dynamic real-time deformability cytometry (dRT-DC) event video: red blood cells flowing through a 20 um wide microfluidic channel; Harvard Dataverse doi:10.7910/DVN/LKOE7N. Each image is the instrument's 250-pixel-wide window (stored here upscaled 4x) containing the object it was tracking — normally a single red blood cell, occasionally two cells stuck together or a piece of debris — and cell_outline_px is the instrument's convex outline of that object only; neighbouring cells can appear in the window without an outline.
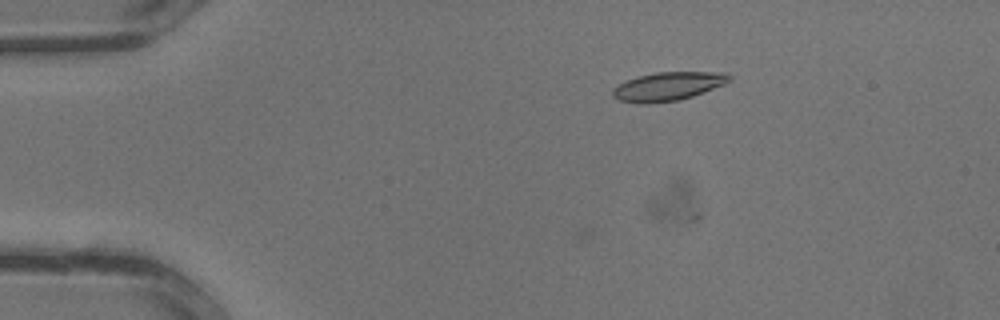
{"species": "common noctule bat (a hibernating species)", "species_latin": "Nyctalus noctula", "temperature_condition": "warm", "stored_images_in_passage": 5, "camera_frame_rate_fps": 3000, "um_per_image_px": 0.085, "animal": {"sex": "male", "body_mass_g": 13.3}, "frame": {"image": 1, "passage_image": 5, "time_ms": 1.333, "image_size_px": [1000, 320], "cell_outline_px": [[732, 80], [724, 84], [704, 92], [680, 100], [648, 104], [636, 104], [620, 100], [612, 96], [612, 88], [624, 80], [656, 72], [728, 72], [732, 76]], "centroid_in_image_um": [56.77, 7.34], "position_along_channel_um": 28.2, "area_um2": 19.71}}